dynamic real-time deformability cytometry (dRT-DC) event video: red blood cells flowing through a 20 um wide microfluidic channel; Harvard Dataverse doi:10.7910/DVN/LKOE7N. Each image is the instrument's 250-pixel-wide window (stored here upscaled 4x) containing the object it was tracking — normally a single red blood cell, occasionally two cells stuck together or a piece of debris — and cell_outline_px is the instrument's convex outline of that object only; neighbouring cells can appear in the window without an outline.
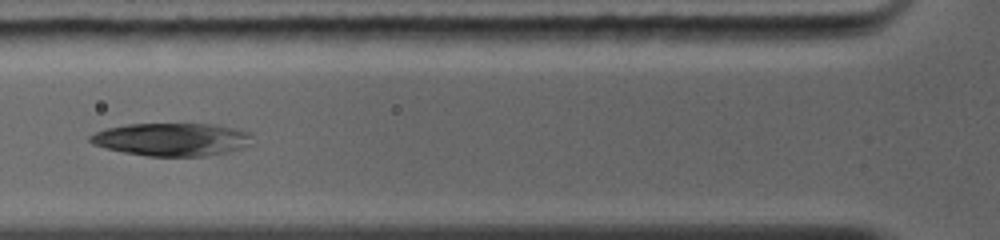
{"species": "common noctule bat (a hibernating species)", "species_latin": "Nyctalus noctula", "temperature_condition": "warm", "stored_images_in_passage": 10, "camera_frame_rate_fps": 5000, "um_per_image_px": 0.085, "animal": {"sex": "female", "body_mass_g": 19.0, "forearm_length_mm": 56.7}, "frame": {"image": 1, "passage_image": 9, "time_ms": 4.0, "image_size_px": [1000, 240], "cell_outline_px": [[252, 144], [228, 152], [204, 156], [148, 156], [124, 152], [104, 148], [92, 144], [88, 140], [88, 136], [104, 128], [124, 124], [212, 124], [252, 132]], "centroid_in_image_um": [14.58, 11.85], "position_along_channel_um": 111.2, "area_um2": 31.33}}